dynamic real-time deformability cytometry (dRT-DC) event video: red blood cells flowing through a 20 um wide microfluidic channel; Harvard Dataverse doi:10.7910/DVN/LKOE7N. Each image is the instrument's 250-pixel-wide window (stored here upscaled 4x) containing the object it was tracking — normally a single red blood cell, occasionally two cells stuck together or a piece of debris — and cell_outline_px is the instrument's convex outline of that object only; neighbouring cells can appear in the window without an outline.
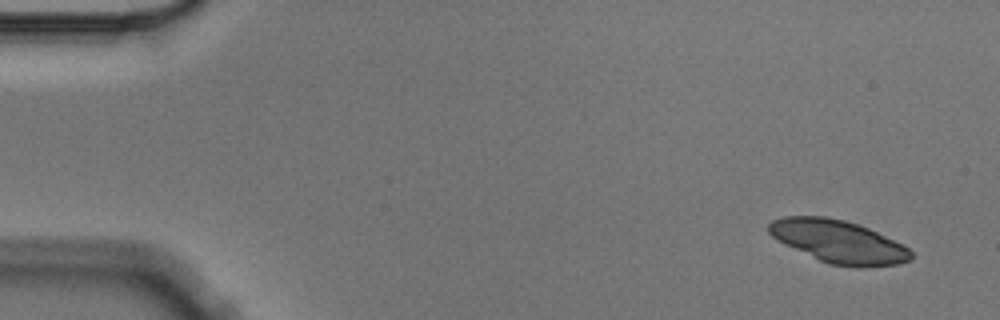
{"species": "Egyptian fruit bat (a non-hibernating species)", "species_latin": "Rousettus aegyptiacus", "temperature_condition": "cold", "stored_images_in_passage": 5, "camera_frame_rate_fps": 3000, "um_per_image_px": 0.085, "animal": {"sex": "male"}, "frame": {"image": 1, "passage_image": 1, "time_ms": 0.0, "image_size_px": [1000, 320], "cell_outline_px": [[912, 256], [908, 260], [900, 264], [868, 268], [852, 268], [828, 264], [784, 244], [776, 240], [768, 232], [768, 224], [772, 220], [784, 216], [824, 216], [844, 220], [868, 228], [904, 244], [912, 252]], "centroid_in_image_um": [71.28, 20.55], "position_along_channel_um": 13.7, "area_um2": 35.78}}